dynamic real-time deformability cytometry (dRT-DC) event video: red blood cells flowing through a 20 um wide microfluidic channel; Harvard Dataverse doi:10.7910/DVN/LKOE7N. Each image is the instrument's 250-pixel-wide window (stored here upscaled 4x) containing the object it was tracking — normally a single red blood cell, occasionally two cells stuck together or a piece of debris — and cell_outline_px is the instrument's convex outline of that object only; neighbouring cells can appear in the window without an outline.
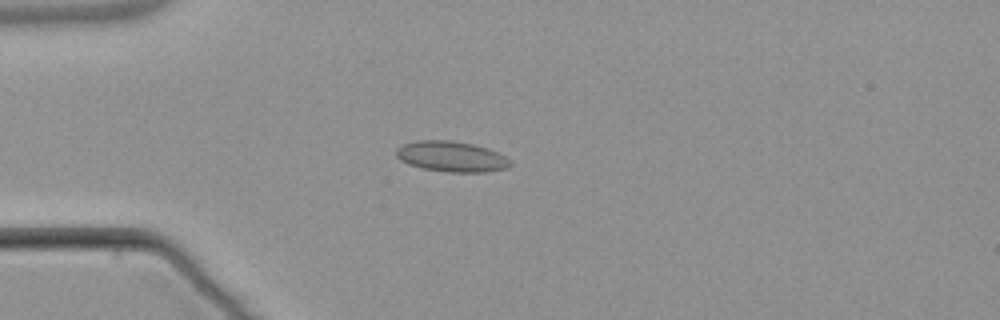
{"species": "common noctule bat (a hibernating species)", "species_latin": "Nyctalus noctula", "temperature_condition": "warm", "stored_images_in_passage": 5, "camera_frame_rate_fps": 3000, "um_per_image_px": 0.085, "animal": {"sex": "male", "body_mass_g": 21.5, "forearm_length_mm": 52.0}, "frame": {"image": 1, "passage_image": 5, "time_ms": 4.667, "image_size_px": [1000, 320], "cell_outline_px": [[512, 164], [508, 168], [484, 172], [448, 172], [424, 168], [408, 164], [400, 160], [396, 156], [396, 148], [404, 144], [416, 140], [452, 140], [472, 144], [488, 148], [512, 160]], "centroid_in_image_um": [38.38, 13.3], "position_along_channel_um": 46.6, "area_um2": 20.35}}